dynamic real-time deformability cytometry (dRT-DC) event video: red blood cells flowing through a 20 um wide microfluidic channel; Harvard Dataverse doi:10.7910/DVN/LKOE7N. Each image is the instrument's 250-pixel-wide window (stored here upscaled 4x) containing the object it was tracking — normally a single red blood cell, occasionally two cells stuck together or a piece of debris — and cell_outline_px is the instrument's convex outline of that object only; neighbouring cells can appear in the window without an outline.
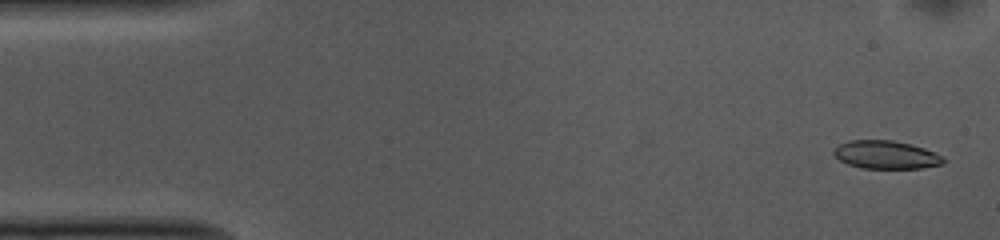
{"species": "common noctule bat (a hibernating species)", "species_latin": "Nyctalus noctula", "temperature_condition": "cold", "stored_images_in_passage": 53, "camera_frame_rate_fps": 3000, "um_per_image_px": 0.085, "animal": {"sex": "female", "body_mass_g": 10.0, "forearm_length_mm": 53.1}, "frame": {"image": 1, "passage_image": 2, "time_ms": 0.333, "image_size_px": [1000, 240], "cell_outline_px": [[944, 164], [920, 168], [860, 168], [848, 164], [840, 160], [832, 152], [832, 148], [848, 140], [892, 140], [912, 144], [924, 148], [940, 156], [944, 160]], "centroid_in_image_um": [75.26, 13.15], "position_along_channel_um": 9.7, "area_um2": 17.92}}
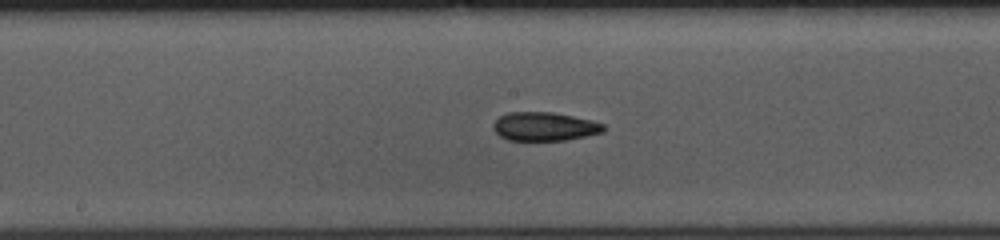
{"frame": {"image": 2, "passage_image": 26, "time_ms": 8.333, "image_size_px": [1000, 240], "cell_outline_px": [[608, 128], [604, 132], [564, 140], [508, 140], [500, 136], [492, 128], [492, 124], [500, 116], [508, 112], [552, 112], [592, 120], [604, 124]], "centroid_in_image_um": [46.29, 10.75], "position_along_channel_um": 201.9, "area_um2": 18.44}}
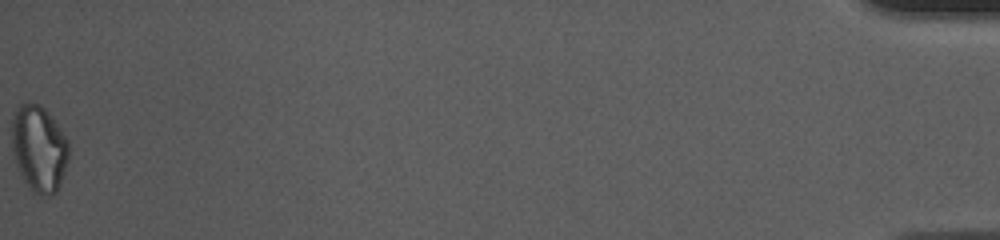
{"frame": {"image": 3, "passage_image": 53, "time_ms": 17.333, "image_size_px": [1000, 240], "cell_outline_px": [[68, 160], [60, 184], [56, 192], [48, 196], [40, 196], [32, 192], [28, 188], [16, 164], [12, 152], [12, 120], [16, 108], [20, 104], [40, 104], [52, 116], [68, 140]], "centroid_in_image_um": [3.31, 12.65], "position_along_channel_um": 431.9, "area_um2": 28.73}, "authors_computed_cell_mechanics": {"area_um2": 19.0162, "velocity_mm_per_s": 3.7267, "shape_relaxation_time_tau1_ms": 8.3363, "shape_relaxation_time_tau2_ms": 5.229, "deformation_change_tau1": 0.1242, "deformation_change_tau2": 0.1181}}